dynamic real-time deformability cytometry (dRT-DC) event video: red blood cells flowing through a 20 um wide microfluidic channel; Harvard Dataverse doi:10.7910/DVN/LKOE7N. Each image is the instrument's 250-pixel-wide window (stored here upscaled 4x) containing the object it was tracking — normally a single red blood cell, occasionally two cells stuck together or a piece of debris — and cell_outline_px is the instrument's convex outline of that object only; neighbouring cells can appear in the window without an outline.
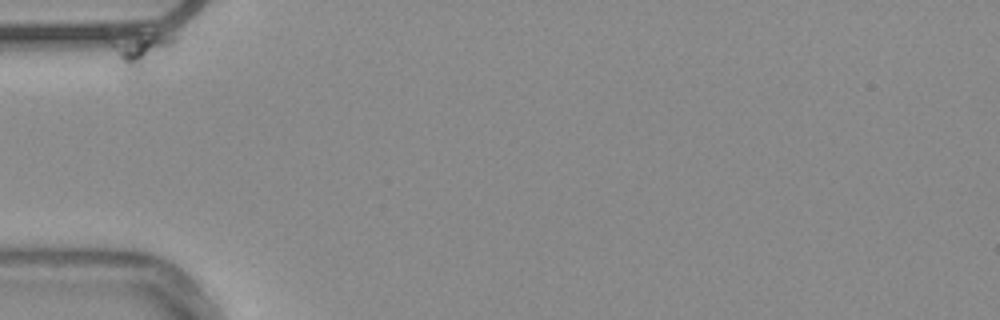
{"species": "common noctule bat (a hibernating species)", "species_latin": "Nyctalus noctula", "temperature_condition": "warm", "stored_images_in_passage": 41, "camera_frame_rate_fps": 3000, "um_per_image_px": 0.085, "animal": {"sex": "male", "body_mass_g": 20.4}, "frame": {"image": 1, "passage_image": 1, "time_ms": 0.0, "image_size_px": [1000, 320], "cell_outline_px": [[176, 40], [140, 76], [128, 80], [104, 40], [136, 32], [172, 36]], "centroid_in_image_um": [11.74, 4.36], "position_along_channel_um": 73.3, "area_um2": 13.99}}
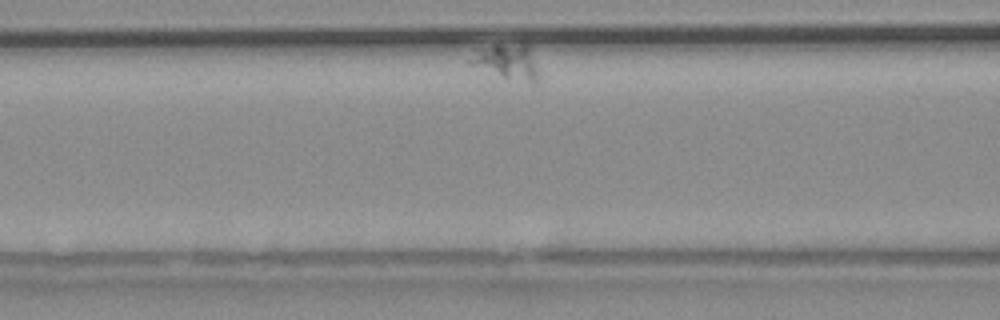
{"frame": {"image": 2, "passage_image": 13, "time_ms": 4.0, "image_size_px": [1000, 320], "cell_outline_px": [[540, 76], [536, 84], [532, 84], [500, 76], [468, 64], [468, 60], [476, 48], [492, 44], [524, 44], [528, 48], [540, 72]], "centroid_in_image_um": [43.09, 5.26], "position_along_channel_um": 123.5, "area_um2": 14.28}}